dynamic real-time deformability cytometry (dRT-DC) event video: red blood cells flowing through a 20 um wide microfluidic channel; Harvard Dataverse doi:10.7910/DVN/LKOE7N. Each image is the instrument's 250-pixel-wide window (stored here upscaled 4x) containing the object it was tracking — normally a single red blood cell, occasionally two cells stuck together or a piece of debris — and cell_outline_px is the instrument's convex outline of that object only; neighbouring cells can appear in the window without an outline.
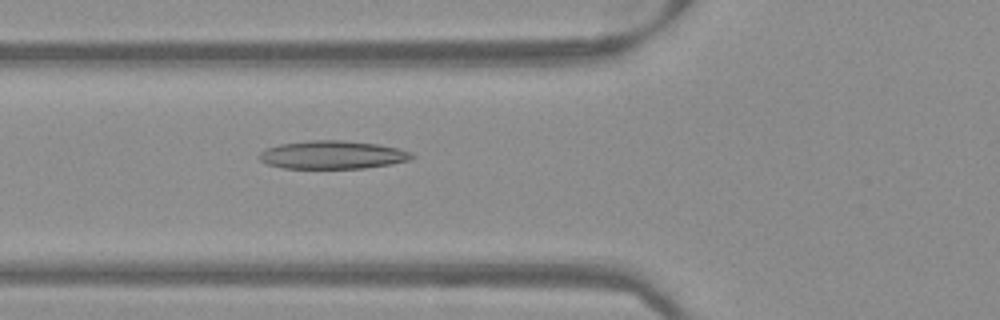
{"species": "Egyptian fruit bat (a non-hibernating species)", "species_latin": "Rousettus aegyptiacus", "temperature_condition": "warm", "stored_images_in_passage": 40, "camera_frame_rate_fps": 3000, "um_per_image_px": 0.085, "frame": {"image": 1, "passage_image": 8, "time_ms": 2.333, "image_size_px": [1000, 320], "cell_outline_px": [[416, 156], [408, 160], [392, 164], [364, 168], [284, 168], [268, 164], [260, 160], [260, 152], [264, 148], [280, 144], [312, 140], [344, 140], [376, 144], [400, 148], [412, 152]], "centroid_in_image_um": [28.29, 13.16], "position_along_channel_um": 97.5, "area_um2": 25.09}}
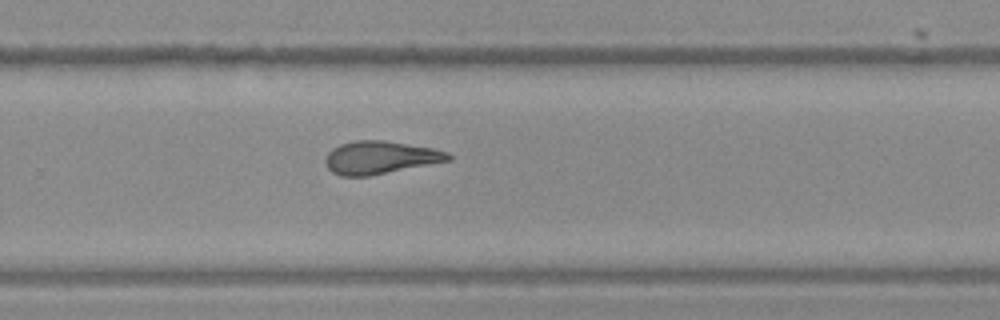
{"frame": {"image": 2, "passage_image": 23, "time_ms": 7.333, "image_size_px": [1000, 320], "cell_outline_px": [[452, 160], [368, 176], [340, 176], [332, 172], [328, 168], [324, 160], [328, 152], [332, 148], [340, 144], [356, 140], [384, 140], [432, 148], [448, 152], [452, 156]], "centroid_in_image_um": [32.3, 13.39], "position_along_channel_um": 297.5, "area_um2": 23.52}}
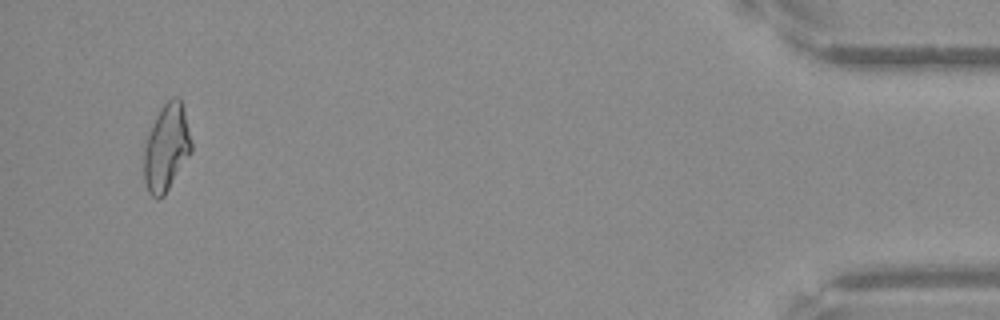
{"frame": {"image": 3, "passage_image": 38, "time_ms": 12.333, "image_size_px": [1000, 320], "cell_outline_px": [[192, 152], [164, 196], [160, 200], [156, 200], [148, 192], [144, 180], [144, 144], [152, 124], [160, 108], [172, 96], [180, 96], [192, 140]], "centroid_in_image_um": [14.15, 12.56], "position_along_channel_um": 421.0, "area_um2": 24.33}}